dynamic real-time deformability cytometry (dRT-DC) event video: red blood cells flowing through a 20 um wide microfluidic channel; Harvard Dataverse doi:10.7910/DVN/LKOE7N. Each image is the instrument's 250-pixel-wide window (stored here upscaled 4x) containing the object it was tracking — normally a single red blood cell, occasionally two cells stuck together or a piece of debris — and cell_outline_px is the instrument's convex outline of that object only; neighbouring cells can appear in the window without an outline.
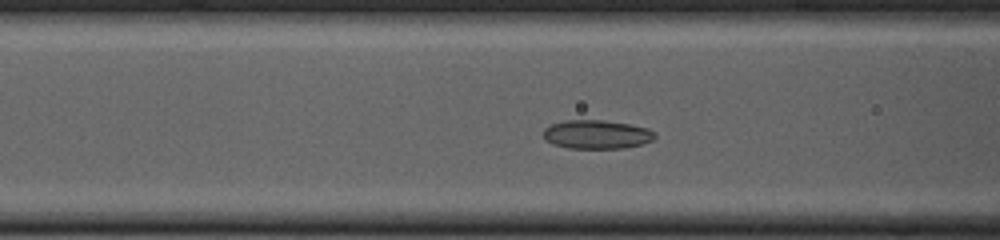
{"species": "common noctule bat (a hibernating species)", "species_latin": "Nyctalus noctula", "temperature_condition": "cold", "stored_images_in_passage": 39, "camera_frame_rate_fps": 3000, "um_per_image_px": 0.085, "animal": {"sex": "female", "body_mass_g": 23.0, "forearm_length_mm": 53.4}, "frame": {"image": 1, "passage_image": 6, "time_ms": 1.667, "image_size_px": [1000, 240], "cell_outline_px": [[656, 136], [652, 140], [640, 144], [624, 148], [568, 148], [552, 144], [544, 140], [544, 128], [552, 124], [564, 120], [604, 120], [628, 124], [648, 128], [656, 132]], "centroid_in_image_um": [50.7, 11.42], "position_along_channel_um": 115.9, "area_um2": 18.73}}
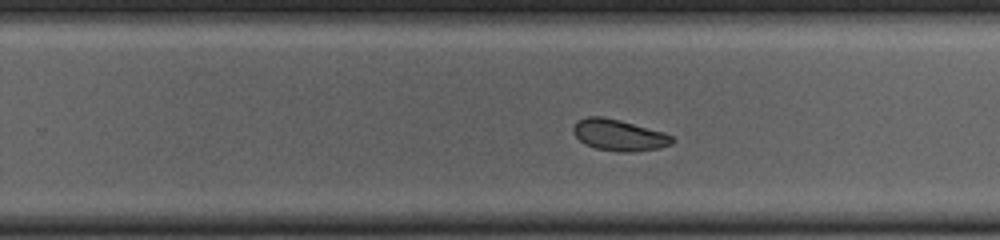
{"frame": {"image": 2, "passage_image": 19, "time_ms": 6.0, "image_size_px": [1000, 240], "cell_outline_px": [[676, 140], [672, 144], [660, 148], [632, 152], [616, 152], [596, 148], [584, 144], [572, 132], [572, 128], [576, 120], [588, 116], [604, 116], [620, 120], [664, 132], [672, 136]], "centroid_in_image_um": [52.6, 11.48], "position_along_channel_um": 277.2, "area_um2": 18.32}}
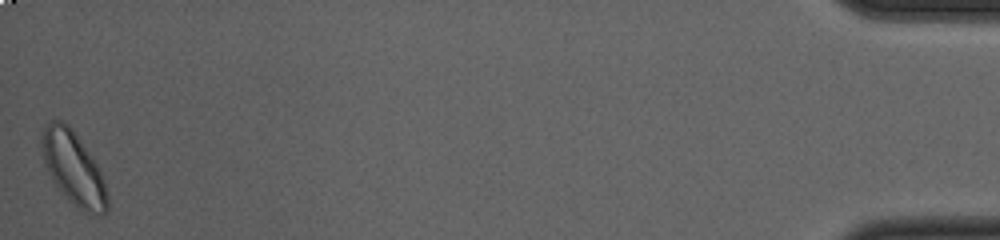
{"frame": {"image": 3, "passage_image": 39, "time_ms": 12.667, "image_size_px": [1000, 240], "cell_outline_px": [[108, 208], [100, 216], [84, 212], [68, 200], [60, 192], [52, 180], [44, 160], [40, 148], [40, 140], [44, 128], [52, 120], [64, 120], [72, 128], [92, 156], [100, 168], [104, 180], [108, 196]], "centroid_in_image_um": [6.25, 14.31], "position_along_channel_um": 428.9, "area_um2": 28.21}, "authors_computed_cell_mechanics": {"area_um2": 18.6694, "velocity_mm_per_s": 3.7349, "shape_relaxation_time_tau1_ms": null, "shape_relaxation_time_tau2_ms": 5.212, "deformation_change_tau1": null, "deformation_change_tau2": 0.0983}}